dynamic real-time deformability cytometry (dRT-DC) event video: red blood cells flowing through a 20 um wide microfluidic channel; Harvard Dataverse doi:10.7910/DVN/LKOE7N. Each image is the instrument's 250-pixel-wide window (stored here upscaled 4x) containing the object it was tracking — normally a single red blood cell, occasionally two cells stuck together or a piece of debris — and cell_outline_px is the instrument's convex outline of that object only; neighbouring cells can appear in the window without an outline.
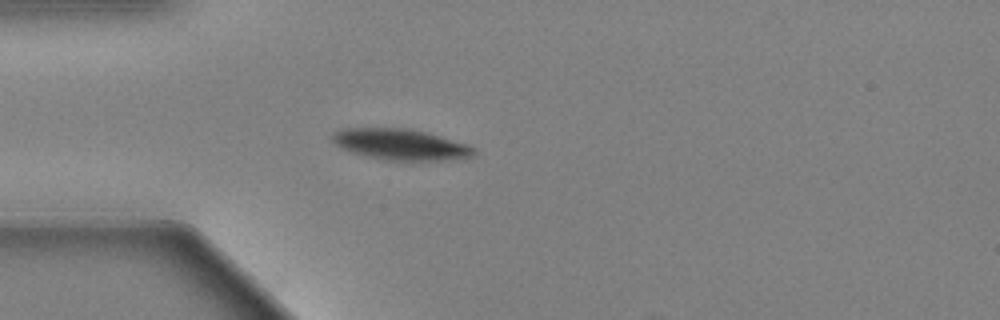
{"species": "Egyptian fruit bat (a non-hibernating species)", "species_latin": "Rousettus aegyptiacus", "temperature_condition": "warm", "stored_images_in_passage": 42, "camera_frame_rate_fps": 3000, "um_per_image_px": 0.085, "animal": {"sex": "female"}, "frame": {"image": 1, "passage_image": 1, "time_ms": 0.0, "image_size_px": [1000, 320], "cell_outline_px": [[476, 152], [472, 156], [452, 160], [384, 160], [348, 152], [340, 148], [332, 140], [332, 132], [340, 128], [412, 128], [428, 132], [476, 148]], "centroid_in_image_um": [34.0, 12.27], "position_along_channel_um": 51.0, "area_um2": 25.78}}
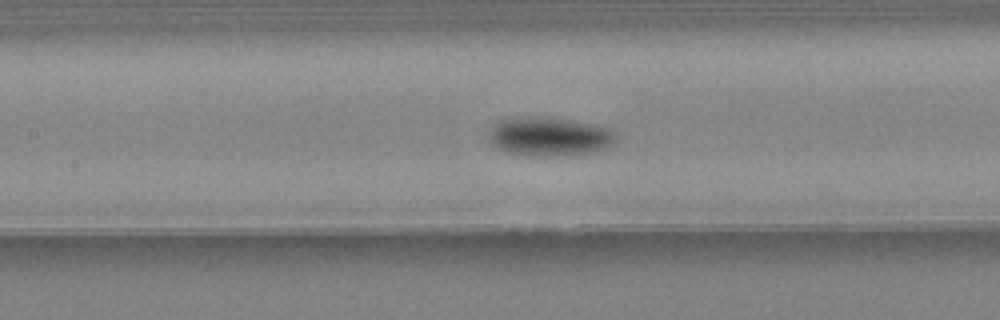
{"frame": {"image": 2, "passage_image": 11, "time_ms": 3.333, "image_size_px": [1000, 320], "cell_outline_px": [[616, 144], [608, 148], [596, 152], [580, 156], [524, 156], [504, 152], [496, 148], [488, 140], [488, 132], [492, 124], [500, 120], [524, 116], [568, 120], [608, 128], [616, 132]], "centroid_in_image_um": [46.68, 11.66], "position_along_channel_um": 160.7, "area_um2": 29.54}}
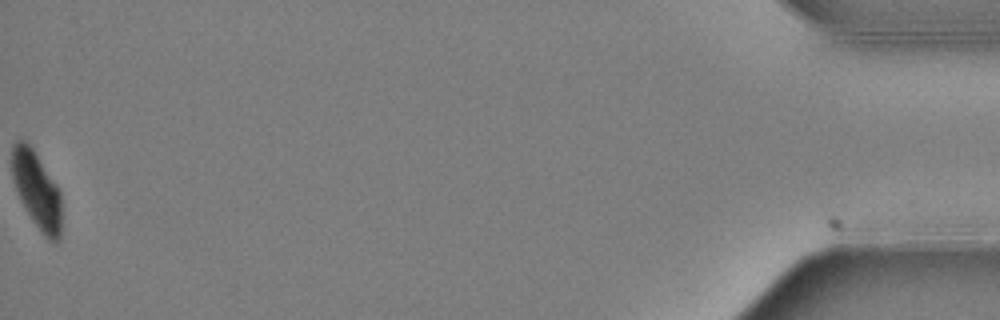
{"frame": {"image": 3, "passage_image": 42, "time_ms": 13.667, "image_size_px": [1000, 320], "cell_outline_px": [[60, 240], [56, 244], [48, 240], [44, 236], [32, 220], [16, 188], [12, 176], [12, 144], [16, 140], [24, 140], [32, 148], [56, 184], [60, 192]], "centroid_in_image_um": [3.13, 16.17], "position_along_channel_um": 432.1, "area_um2": 21.73}, "authors_computed_cell_mechanics": {"area_um2": 27.2238, "velocity_mm_per_s": 3.607, "shape_relaxation_time_tau1_ms": 2.0405, "shape_relaxation_time_tau2_ms": null, "deformation_change_tau1": 0.1319, "deformation_change_tau2": null}}